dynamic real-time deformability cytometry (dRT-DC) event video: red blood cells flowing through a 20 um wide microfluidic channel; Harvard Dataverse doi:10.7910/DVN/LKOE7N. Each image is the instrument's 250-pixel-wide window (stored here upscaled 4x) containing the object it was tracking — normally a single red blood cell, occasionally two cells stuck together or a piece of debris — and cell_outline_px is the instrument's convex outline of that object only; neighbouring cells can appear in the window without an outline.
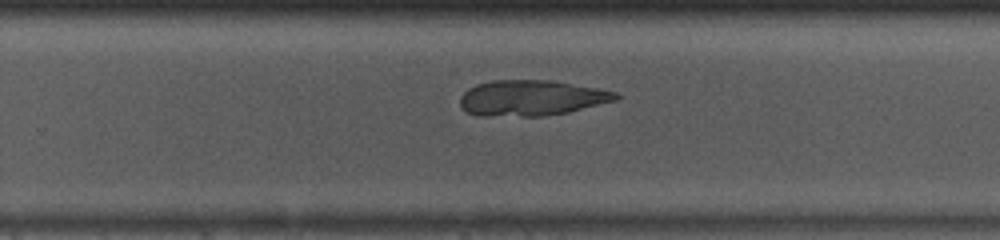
{"species": "common noctule bat (a hibernating species)", "species_latin": "Nyctalus noctula", "temperature_condition": "room temperature", "stored_images_in_passage": 50, "camera_frame_rate_fps": 3000, "um_per_image_px": 0.085, "animal": {"sex": "male", "body_mass_g": 13.0, "forearm_length_mm": 53.1}, "frame": {"image": 1, "passage_image": 33, "time_ms": 10.667, "image_size_px": [1000, 240], "cell_outline_px": [[620, 96], [616, 100], [568, 112], [544, 116], [476, 116], [468, 112], [460, 104], [460, 96], [468, 88], [476, 84], [492, 80], [548, 80], [596, 88], [616, 92]], "centroid_in_image_um": [45.12, 8.33], "position_along_channel_um": 284.7, "area_um2": 32.19}}